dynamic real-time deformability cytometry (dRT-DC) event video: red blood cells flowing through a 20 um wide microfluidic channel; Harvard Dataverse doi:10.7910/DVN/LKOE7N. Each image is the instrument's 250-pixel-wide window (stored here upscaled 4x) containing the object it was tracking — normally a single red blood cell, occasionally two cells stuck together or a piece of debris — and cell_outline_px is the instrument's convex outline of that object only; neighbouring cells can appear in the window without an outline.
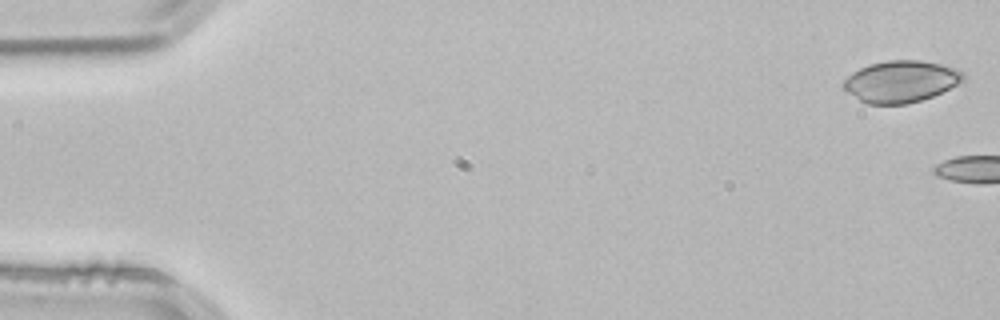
{"species": "common noctule bat (a hibernating species)", "species_latin": "Nyctalus noctula", "temperature_condition": "room temperature", "stored_images_in_passage": 5, "camera_frame_rate_fps": 3000, "um_per_image_px": 0.085, "animal": {"sex": "male", "body_mass_g": 21.5, "forearm_length_mm": 52.0}, "frame": {"image": 1, "passage_image": 1, "time_ms": 0.0, "image_size_px": [1000, 320], "cell_outline_px": [[964, 80], [932, 96], [908, 104], [868, 104], [860, 100], [848, 92], [840, 84], [852, 72], [868, 64], [888, 60], [920, 60], [940, 64], [956, 68], [964, 72]], "centroid_in_image_um": [76.55, 6.91], "position_along_channel_um": 8.5, "area_um2": 28.96}}